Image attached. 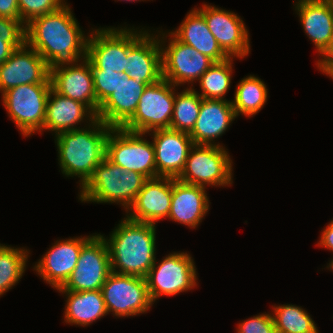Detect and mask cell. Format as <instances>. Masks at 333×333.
<instances>
[{
  "mask_svg": "<svg viewBox=\"0 0 333 333\" xmlns=\"http://www.w3.org/2000/svg\"><path fill=\"white\" fill-rule=\"evenodd\" d=\"M171 33L179 41L193 47L214 62H222L229 58L208 29L204 16L196 8L191 10L179 28Z\"/></svg>",
  "mask_w": 333,
  "mask_h": 333,
  "instance_id": "26",
  "label": "cell"
},
{
  "mask_svg": "<svg viewBox=\"0 0 333 333\" xmlns=\"http://www.w3.org/2000/svg\"><path fill=\"white\" fill-rule=\"evenodd\" d=\"M318 61H333V42H332L331 47L328 49V51Z\"/></svg>",
  "mask_w": 333,
  "mask_h": 333,
  "instance_id": "41",
  "label": "cell"
},
{
  "mask_svg": "<svg viewBox=\"0 0 333 333\" xmlns=\"http://www.w3.org/2000/svg\"><path fill=\"white\" fill-rule=\"evenodd\" d=\"M14 48L0 37V64L5 62L12 54Z\"/></svg>",
  "mask_w": 333,
  "mask_h": 333,
  "instance_id": "39",
  "label": "cell"
},
{
  "mask_svg": "<svg viewBox=\"0 0 333 333\" xmlns=\"http://www.w3.org/2000/svg\"><path fill=\"white\" fill-rule=\"evenodd\" d=\"M64 4L63 0H18L21 21L26 25L36 17L58 10Z\"/></svg>",
  "mask_w": 333,
  "mask_h": 333,
  "instance_id": "33",
  "label": "cell"
},
{
  "mask_svg": "<svg viewBox=\"0 0 333 333\" xmlns=\"http://www.w3.org/2000/svg\"><path fill=\"white\" fill-rule=\"evenodd\" d=\"M60 292L68 297L64 317L71 325L87 326L108 314L101 290Z\"/></svg>",
  "mask_w": 333,
  "mask_h": 333,
  "instance_id": "27",
  "label": "cell"
},
{
  "mask_svg": "<svg viewBox=\"0 0 333 333\" xmlns=\"http://www.w3.org/2000/svg\"><path fill=\"white\" fill-rule=\"evenodd\" d=\"M135 29L104 28L90 34L86 58L91 70H110L126 73L128 50L147 32Z\"/></svg>",
  "mask_w": 333,
  "mask_h": 333,
  "instance_id": "5",
  "label": "cell"
},
{
  "mask_svg": "<svg viewBox=\"0 0 333 333\" xmlns=\"http://www.w3.org/2000/svg\"><path fill=\"white\" fill-rule=\"evenodd\" d=\"M25 84H51L48 64L26 42L0 64V91Z\"/></svg>",
  "mask_w": 333,
  "mask_h": 333,
  "instance_id": "14",
  "label": "cell"
},
{
  "mask_svg": "<svg viewBox=\"0 0 333 333\" xmlns=\"http://www.w3.org/2000/svg\"><path fill=\"white\" fill-rule=\"evenodd\" d=\"M327 267L328 268L330 267L333 270V262L329 266H327Z\"/></svg>",
  "mask_w": 333,
  "mask_h": 333,
  "instance_id": "42",
  "label": "cell"
},
{
  "mask_svg": "<svg viewBox=\"0 0 333 333\" xmlns=\"http://www.w3.org/2000/svg\"><path fill=\"white\" fill-rule=\"evenodd\" d=\"M142 135L145 133L112 128L106 140V157L123 170L138 172L147 179L155 178L154 146Z\"/></svg>",
  "mask_w": 333,
  "mask_h": 333,
  "instance_id": "6",
  "label": "cell"
},
{
  "mask_svg": "<svg viewBox=\"0 0 333 333\" xmlns=\"http://www.w3.org/2000/svg\"><path fill=\"white\" fill-rule=\"evenodd\" d=\"M206 187L172 178V200L168 218L195 228L209 210Z\"/></svg>",
  "mask_w": 333,
  "mask_h": 333,
  "instance_id": "24",
  "label": "cell"
},
{
  "mask_svg": "<svg viewBox=\"0 0 333 333\" xmlns=\"http://www.w3.org/2000/svg\"><path fill=\"white\" fill-rule=\"evenodd\" d=\"M238 333H277L271 314H260L238 325Z\"/></svg>",
  "mask_w": 333,
  "mask_h": 333,
  "instance_id": "36",
  "label": "cell"
},
{
  "mask_svg": "<svg viewBox=\"0 0 333 333\" xmlns=\"http://www.w3.org/2000/svg\"><path fill=\"white\" fill-rule=\"evenodd\" d=\"M91 237L57 240L34 269L52 287H61L76 267L82 246Z\"/></svg>",
  "mask_w": 333,
  "mask_h": 333,
  "instance_id": "18",
  "label": "cell"
},
{
  "mask_svg": "<svg viewBox=\"0 0 333 333\" xmlns=\"http://www.w3.org/2000/svg\"><path fill=\"white\" fill-rule=\"evenodd\" d=\"M177 179L204 187L232 184V160L220 144L194 145Z\"/></svg>",
  "mask_w": 333,
  "mask_h": 333,
  "instance_id": "7",
  "label": "cell"
},
{
  "mask_svg": "<svg viewBox=\"0 0 333 333\" xmlns=\"http://www.w3.org/2000/svg\"><path fill=\"white\" fill-rule=\"evenodd\" d=\"M150 35L147 31L128 50L126 63V74L137 83L147 85L163 78L161 44L165 42Z\"/></svg>",
  "mask_w": 333,
  "mask_h": 333,
  "instance_id": "21",
  "label": "cell"
},
{
  "mask_svg": "<svg viewBox=\"0 0 333 333\" xmlns=\"http://www.w3.org/2000/svg\"><path fill=\"white\" fill-rule=\"evenodd\" d=\"M155 150L156 177L177 179L184 170L191 148L194 146L190 135L170 128L150 131Z\"/></svg>",
  "mask_w": 333,
  "mask_h": 333,
  "instance_id": "16",
  "label": "cell"
},
{
  "mask_svg": "<svg viewBox=\"0 0 333 333\" xmlns=\"http://www.w3.org/2000/svg\"><path fill=\"white\" fill-rule=\"evenodd\" d=\"M202 99L191 86L175 94L170 129L189 134L198 118Z\"/></svg>",
  "mask_w": 333,
  "mask_h": 333,
  "instance_id": "29",
  "label": "cell"
},
{
  "mask_svg": "<svg viewBox=\"0 0 333 333\" xmlns=\"http://www.w3.org/2000/svg\"><path fill=\"white\" fill-rule=\"evenodd\" d=\"M108 245L101 234L92 237L82 246L77 265L59 291L101 290L111 274Z\"/></svg>",
  "mask_w": 333,
  "mask_h": 333,
  "instance_id": "10",
  "label": "cell"
},
{
  "mask_svg": "<svg viewBox=\"0 0 333 333\" xmlns=\"http://www.w3.org/2000/svg\"><path fill=\"white\" fill-rule=\"evenodd\" d=\"M232 102L226 99H202L200 112L189 133L194 145H213L236 118Z\"/></svg>",
  "mask_w": 333,
  "mask_h": 333,
  "instance_id": "23",
  "label": "cell"
},
{
  "mask_svg": "<svg viewBox=\"0 0 333 333\" xmlns=\"http://www.w3.org/2000/svg\"><path fill=\"white\" fill-rule=\"evenodd\" d=\"M273 310L277 333H318L316 324L303 308L288 304L275 306Z\"/></svg>",
  "mask_w": 333,
  "mask_h": 333,
  "instance_id": "30",
  "label": "cell"
},
{
  "mask_svg": "<svg viewBox=\"0 0 333 333\" xmlns=\"http://www.w3.org/2000/svg\"><path fill=\"white\" fill-rule=\"evenodd\" d=\"M96 94V115L99 106L113 93L118 85L119 73L110 70H92Z\"/></svg>",
  "mask_w": 333,
  "mask_h": 333,
  "instance_id": "34",
  "label": "cell"
},
{
  "mask_svg": "<svg viewBox=\"0 0 333 333\" xmlns=\"http://www.w3.org/2000/svg\"><path fill=\"white\" fill-rule=\"evenodd\" d=\"M86 116L89 117L87 119L89 122L97 119V115L87 105L64 97L51 88L47 100L43 130H51L55 132V135H58L61 132L79 129L74 125L83 121Z\"/></svg>",
  "mask_w": 333,
  "mask_h": 333,
  "instance_id": "25",
  "label": "cell"
},
{
  "mask_svg": "<svg viewBox=\"0 0 333 333\" xmlns=\"http://www.w3.org/2000/svg\"><path fill=\"white\" fill-rule=\"evenodd\" d=\"M52 89L58 94L82 102L96 114L91 64L87 58L74 65L61 66L50 71Z\"/></svg>",
  "mask_w": 333,
  "mask_h": 333,
  "instance_id": "19",
  "label": "cell"
},
{
  "mask_svg": "<svg viewBox=\"0 0 333 333\" xmlns=\"http://www.w3.org/2000/svg\"><path fill=\"white\" fill-rule=\"evenodd\" d=\"M89 128L74 129L56 135L59 165L67 177L78 176L81 187L106 156V140L113 127L102 120L90 122ZM94 128V129H92Z\"/></svg>",
  "mask_w": 333,
  "mask_h": 333,
  "instance_id": "3",
  "label": "cell"
},
{
  "mask_svg": "<svg viewBox=\"0 0 333 333\" xmlns=\"http://www.w3.org/2000/svg\"><path fill=\"white\" fill-rule=\"evenodd\" d=\"M25 24L22 21L0 17V37L14 49L26 42Z\"/></svg>",
  "mask_w": 333,
  "mask_h": 333,
  "instance_id": "35",
  "label": "cell"
},
{
  "mask_svg": "<svg viewBox=\"0 0 333 333\" xmlns=\"http://www.w3.org/2000/svg\"><path fill=\"white\" fill-rule=\"evenodd\" d=\"M25 32L26 44L42 56L49 72L86 58L89 36H84L66 3L54 12L31 20L25 25Z\"/></svg>",
  "mask_w": 333,
  "mask_h": 333,
  "instance_id": "1",
  "label": "cell"
},
{
  "mask_svg": "<svg viewBox=\"0 0 333 333\" xmlns=\"http://www.w3.org/2000/svg\"><path fill=\"white\" fill-rule=\"evenodd\" d=\"M147 178L135 171L123 170L106 156L94 169L92 176L81 187L83 202L121 203L128 209L143 188Z\"/></svg>",
  "mask_w": 333,
  "mask_h": 333,
  "instance_id": "4",
  "label": "cell"
},
{
  "mask_svg": "<svg viewBox=\"0 0 333 333\" xmlns=\"http://www.w3.org/2000/svg\"><path fill=\"white\" fill-rule=\"evenodd\" d=\"M318 68L333 79V61H318Z\"/></svg>",
  "mask_w": 333,
  "mask_h": 333,
  "instance_id": "40",
  "label": "cell"
},
{
  "mask_svg": "<svg viewBox=\"0 0 333 333\" xmlns=\"http://www.w3.org/2000/svg\"><path fill=\"white\" fill-rule=\"evenodd\" d=\"M28 250L0 244V295L12 288L26 269ZM25 268V269H24Z\"/></svg>",
  "mask_w": 333,
  "mask_h": 333,
  "instance_id": "31",
  "label": "cell"
},
{
  "mask_svg": "<svg viewBox=\"0 0 333 333\" xmlns=\"http://www.w3.org/2000/svg\"><path fill=\"white\" fill-rule=\"evenodd\" d=\"M0 17L21 21L18 0H0Z\"/></svg>",
  "mask_w": 333,
  "mask_h": 333,
  "instance_id": "37",
  "label": "cell"
},
{
  "mask_svg": "<svg viewBox=\"0 0 333 333\" xmlns=\"http://www.w3.org/2000/svg\"><path fill=\"white\" fill-rule=\"evenodd\" d=\"M172 200V178L155 177L145 181L134 202L128 208L127 218L137 222L156 224L164 217L168 218Z\"/></svg>",
  "mask_w": 333,
  "mask_h": 333,
  "instance_id": "17",
  "label": "cell"
},
{
  "mask_svg": "<svg viewBox=\"0 0 333 333\" xmlns=\"http://www.w3.org/2000/svg\"><path fill=\"white\" fill-rule=\"evenodd\" d=\"M228 58L222 62H215L199 79L203 99L224 100L231 83L232 61Z\"/></svg>",
  "mask_w": 333,
  "mask_h": 333,
  "instance_id": "32",
  "label": "cell"
},
{
  "mask_svg": "<svg viewBox=\"0 0 333 333\" xmlns=\"http://www.w3.org/2000/svg\"><path fill=\"white\" fill-rule=\"evenodd\" d=\"M51 84H25L2 94L9 117L24 136L43 130Z\"/></svg>",
  "mask_w": 333,
  "mask_h": 333,
  "instance_id": "9",
  "label": "cell"
},
{
  "mask_svg": "<svg viewBox=\"0 0 333 333\" xmlns=\"http://www.w3.org/2000/svg\"><path fill=\"white\" fill-rule=\"evenodd\" d=\"M155 231L154 224L124 218L110 238H105L112 272L145 278L157 262Z\"/></svg>",
  "mask_w": 333,
  "mask_h": 333,
  "instance_id": "2",
  "label": "cell"
},
{
  "mask_svg": "<svg viewBox=\"0 0 333 333\" xmlns=\"http://www.w3.org/2000/svg\"><path fill=\"white\" fill-rule=\"evenodd\" d=\"M197 10L204 16L208 29L222 51L229 57L243 58L250 51L248 31L237 14L207 4Z\"/></svg>",
  "mask_w": 333,
  "mask_h": 333,
  "instance_id": "15",
  "label": "cell"
},
{
  "mask_svg": "<svg viewBox=\"0 0 333 333\" xmlns=\"http://www.w3.org/2000/svg\"><path fill=\"white\" fill-rule=\"evenodd\" d=\"M268 89L260 78L250 75L243 78L236 87L232 106L236 116L251 117L258 113L267 101Z\"/></svg>",
  "mask_w": 333,
  "mask_h": 333,
  "instance_id": "28",
  "label": "cell"
},
{
  "mask_svg": "<svg viewBox=\"0 0 333 333\" xmlns=\"http://www.w3.org/2000/svg\"><path fill=\"white\" fill-rule=\"evenodd\" d=\"M295 5L305 33L323 56L333 42V3L329 0H298Z\"/></svg>",
  "mask_w": 333,
  "mask_h": 333,
  "instance_id": "22",
  "label": "cell"
},
{
  "mask_svg": "<svg viewBox=\"0 0 333 333\" xmlns=\"http://www.w3.org/2000/svg\"><path fill=\"white\" fill-rule=\"evenodd\" d=\"M169 33L168 46L161 45L162 77L175 86L199 80L215 62Z\"/></svg>",
  "mask_w": 333,
  "mask_h": 333,
  "instance_id": "13",
  "label": "cell"
},
{
  "mask_svg": "<svg viewBox=\"0 0 333 333\" xmlns=\"http://www.w3.org/2000/svg\"><path fill=\"white\" fill-rule=\"evenodd\" d=\"M107 311L128 317L148 311L152 304L145 278L111 272L101 288Z\"/></svg>",
  "mask_w": 333,
  "mask_h": 333,
  "instance_id": "12",
  "label": "cell"
},
{
  "mask_svg": "<svg viewBox=\"0 0 333 333\" xmlns=\"http://www.w3.org/2000/svg\"><path fill=\"white\" fill-rule=\"evenodd\" d=\"M150 268L145 277L152 302L159 296L177 295L196 287L197 274L194 261L187 253H170Z\"/></svg>",
  "mask_w": 333,
  "mask_h": 333,
  "instance_id": "11",
  "label": "cell"
},
{
  "mask_svg": "<svg viewBox=\"0 0 333 333\" xmlns=\"http://www.w3.org/2000/svg\"><path fill=\"white\" fill-rule=\"evenodd\" d=\"M319 245L333 251V220L328 224L325 229H323L320 241L318 243V246ZM332 262L333 260L329 263V265Z\"/></svg>",
  "mask_w": 333,
  "mask_h": 333,
  "instance_id": "38",
  "label": "cell"
},
{
  "mask_svg": "<svg viewBox=\"0 0 333 333\" xmlns=\"http://www.w3.org/2000/svg\"><path fill=\"white\" fill-rule=\"evenodd\" d=\"M146 86L126 73H119L115 92L99 106L97 118L113 128L122 127L135 113Z\"/></svg>",
  "mask_w": 333,
  "mask_h": 333,
  "instance_id": "20",
  "label": "cell"
},
{
  "mask_svg": "<svg viewBox=\"0 0 333 333\" xmlns=\"http://www.w3.org/2000/svg\"><path fill=\"white\" fill-rule=\"evenodd\" d=\"M174 87L176 86L164 78L147 85L135 113L122 128L145 134L156 129L170 128L175 100Z\"/></svg>",
  "mask_w": 333,
  "mask_h": 333,
  "instance_id": "8",
  "label": "cell"
}]
</instances>
